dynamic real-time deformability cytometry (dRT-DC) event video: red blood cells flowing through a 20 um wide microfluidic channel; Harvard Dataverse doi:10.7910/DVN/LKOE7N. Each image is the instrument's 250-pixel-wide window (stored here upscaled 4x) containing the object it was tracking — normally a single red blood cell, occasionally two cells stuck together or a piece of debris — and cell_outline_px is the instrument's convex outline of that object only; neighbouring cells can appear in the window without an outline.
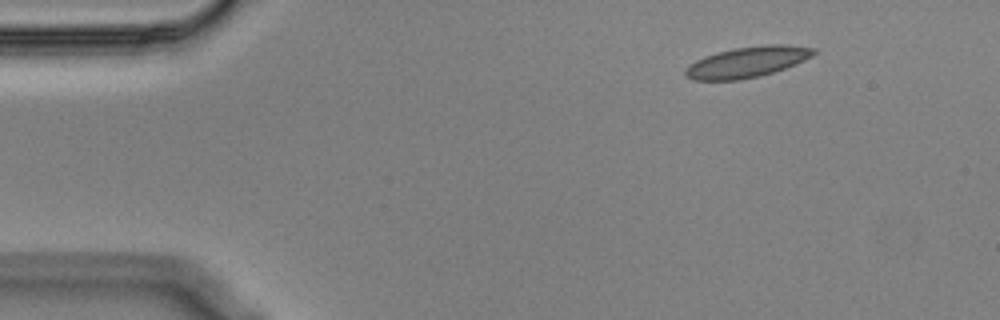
{"species": "Egyptian fruit bat (a non-hibernating species)", "species_latin": "Rousettus aegyptiacus", "temperature_condition": "cold", "stored_images_in_passage": 50, "camera_frame_rate_fps": 3000, "um_per_image_px": 0.085, "animal": {"sex": "male"}, "frame": {"image": 1, "passage_image": 1, "time_ms": 0.0, "image_size_px": [1000, 320], "cell_outline_px": [[820, 52], [796, 64], [760, 76], [740, 80], [692, 80], [684, 76], [684, 68], [688, 64], [704, 56], [716, 52], [736, 48], [764, 44], [788, 44], [816, 48]], "centroid_in_image_um": [63.51, 5.26], "position_along_channel_um": 21.5, "area_um2": 23.35}}
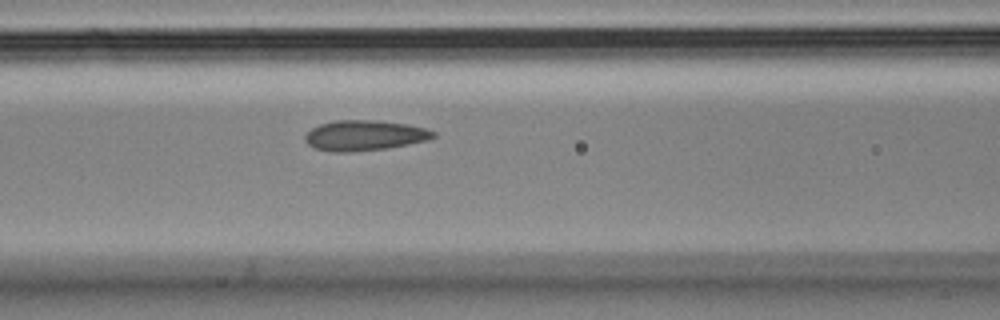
{"frame": {"image": 2, "passage_image": 17, "time_ms": 5.333, "image_size_px": [1000, 320], "cell_outline_px": [[436, 136], [428, 140], [408, 144], [384, 148], [352, 152], [332, 152], [312, 148], [304, 140], [304, 136], [312, 128], [320, 124], [336, 120], [376, 120], [408, 124], [424, 128], [436, 132]], "centroid_in_image_um": [30.96, 11.51], "position_along_channel_um": 135.6, "area_um2": 22.72}}
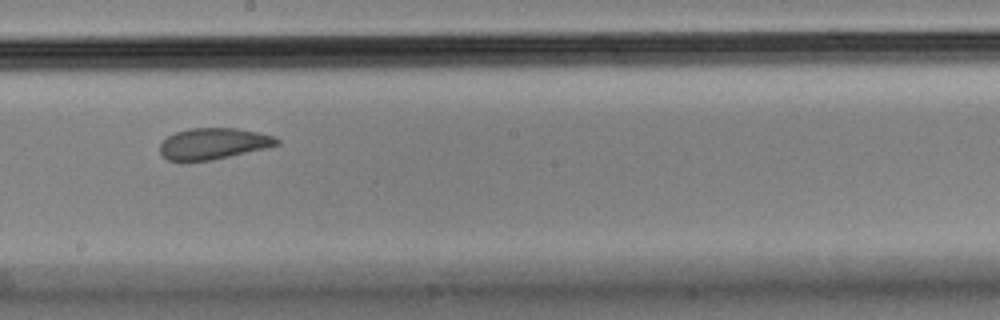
{"frame": {"image": 3, "passage_image": 25, "time_ms": 8.0, "image_size_px": [1000, 320], "cell_outline_px": [[280, 144], [268, 148], [212, 160], [180, 164], [168, 160], [160, 152], [160, 144], [168, 136], [176, 132], [188, 128], [236, 128], [276, 136], [280, 140]], "centroid_in_image_um": [18.12, 12.24], "position_along_channel_um": 230.1, "area_um2": 21.85}, "authors_computed_cell_mechanics": {"area_um2": 22.7154, "velocity_mm_per_s": 3.5479, "shape_relaxation_time_tau1_ms": null, "shape_relaxation_time_tau2_ms": 1.2876, "deformation_change_tau1": null, "deformation_change_tau2": 0.047}}